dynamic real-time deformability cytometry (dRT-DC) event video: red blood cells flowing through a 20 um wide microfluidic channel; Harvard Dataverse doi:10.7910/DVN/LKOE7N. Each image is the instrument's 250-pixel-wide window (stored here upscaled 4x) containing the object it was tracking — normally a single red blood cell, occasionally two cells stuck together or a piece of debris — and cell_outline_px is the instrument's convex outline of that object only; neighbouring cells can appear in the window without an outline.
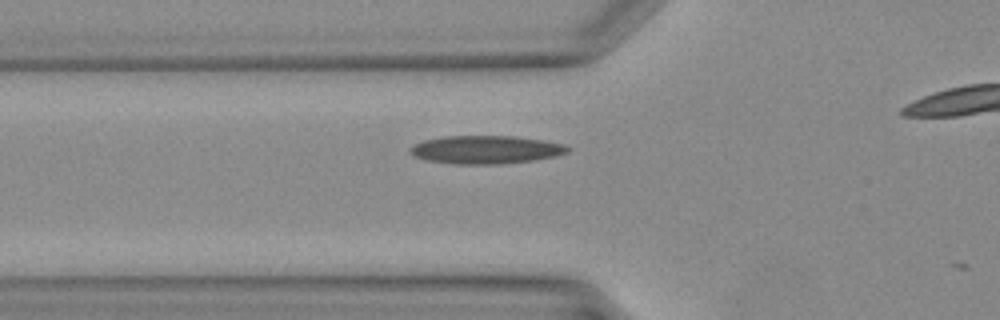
{"species": "Egyptian fruit bat (a non-hibernating species)", "species_latin": "Rousettus aegyptiacus", "temperature_condition": "warm", "stored_images_in_passage": 3, "camera_frame_rate_fps": 3000, "um_per_image_px": 0.085, "animal": {"sex": "female"}, "frame": {"image": 1, "passage_image": 2, "time_ms": 0.333, "image_size_px": [1000, 320], "cell_outline_px": [[572, 148], [568, 152], [556, 156], [532, 160], [500, 164], [456, 164], [428, 160], [412, 156], [408, 152], [408, 148], [412, 144], [424, 140], [444, 136], [516, 136], [544, 140], [564, 144]], "centroid_in_image_um": [41.27, 12.71], "position_along_channel_um": 84.5, "area_um2": 26.07}}